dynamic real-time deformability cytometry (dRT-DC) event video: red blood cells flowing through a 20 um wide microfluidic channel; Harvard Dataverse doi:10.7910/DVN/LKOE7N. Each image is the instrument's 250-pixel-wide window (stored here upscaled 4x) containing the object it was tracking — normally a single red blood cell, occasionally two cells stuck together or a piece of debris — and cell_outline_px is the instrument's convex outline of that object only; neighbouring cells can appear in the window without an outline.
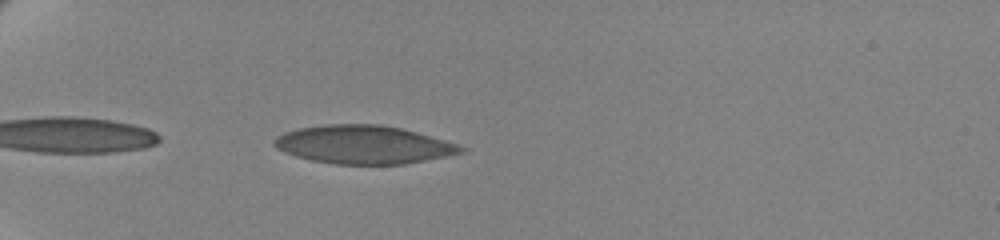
{"species": "human", "species_latin": "Homo sapiens", "temperature_condition": "cold", "stored_images_in_passage": 5, "camera_frame_rate_fps": 3000, "um_per_image_px": 0.085, "donor": {"sex": "female"}, "frame": {"image": 1, "passage_image": 3, "time_ms": 0.667, "image_size_px": [1000, 240], "cell_outline_px": [[468, 148], [464, 152], [448, 156], [404, 164], [336, 164], [312, 160], [296, 156], [276, 148], [272, 144], [272, 140], [276, 136], [284, 132], [300, 128], [328, 124], [380, 124], [400, 128], [416, 132], [444, 140]], "centroid_in_image_um": [30.89, 12.29], "position_along_channel_um": 54.1, "area_um2": 41.56}}